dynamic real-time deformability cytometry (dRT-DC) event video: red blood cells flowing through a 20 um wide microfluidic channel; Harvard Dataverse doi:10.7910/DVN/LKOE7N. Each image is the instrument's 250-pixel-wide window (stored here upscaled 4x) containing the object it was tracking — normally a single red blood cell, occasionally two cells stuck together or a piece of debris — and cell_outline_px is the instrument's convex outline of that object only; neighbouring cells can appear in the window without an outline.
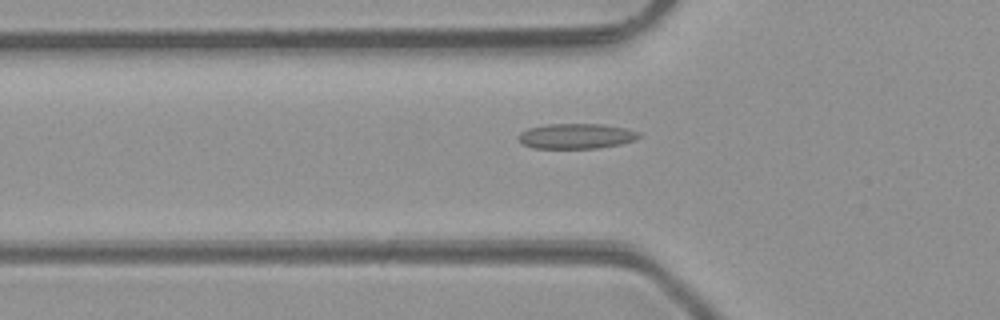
{"species": "common noctule bat (a hibernating species)", "species_latin": "Nyctalus noctula", "temperature_condition": "room temperature", "stored_images_in_passage": 30, "camera_frame_rate_fps": 3000, "um_per_image_px": 0.085, "animal": {"sex": "male", "body_mass_g": 23.1, "forearm_length_mm": 52.7}, "frame": {"image": 1, "passage_image": 17, "time_ms": 5.333, "image_size_px": [1000, 320], "cell_outline_px": [[640, 136], [636, 140], [620, 144], [596, 148], [532, 148], [524, 144], [520, 140], [520, 132], [528, 128], [548, 124], [604, 124], [624, 128], [640, 132]], "centroid_in_image_um": [49.01, 11.56], "position_along_channel_um": 76.8, "area_um2": 17.57}}
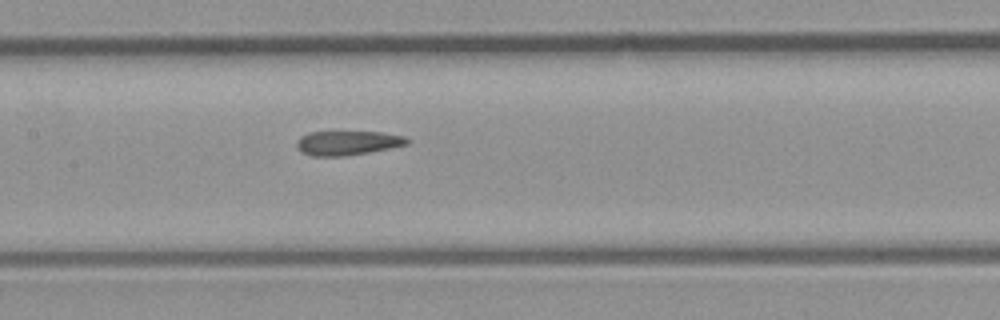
{"frame": {"image": 2, "passage_image": 24, "time_ms": 7.667, "image_size_px": [1000, 320], "cell_outline_px": [[408, 144], [368, 152], [344, 156], [312, 156], [300, 152], [296, 148], [296, 140], [300, 136], [308, 132], [380, 132], [404, 136], [408, 140]], "centroid_in_image_um": [29.45, 12.15], "position_along_channel_um": 177.9, "area_um2": 15.61}}
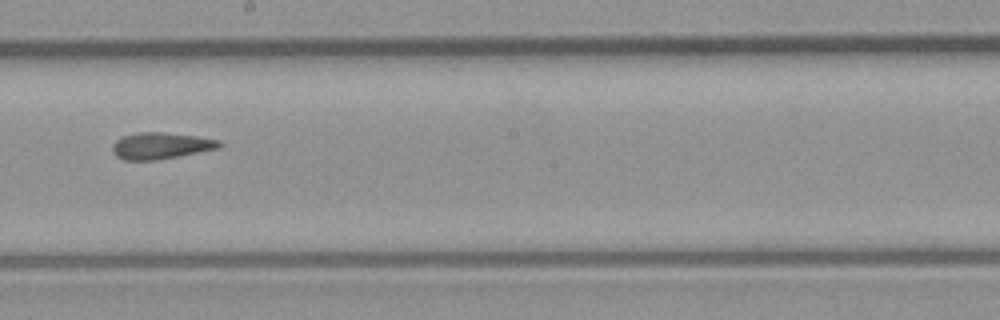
{"frame": {"image": 3, "passage_image": 28, "time_ms": 9.0, "image_size_px": [1000, 320], "cell_outline_px": [[224, 144], [220, 148], [156, 160], [124, 160], [116, 156], [112, 152], [112, 144], [116, 140], [124, 136], [140, 132], [160, 132], [196, 136], [220, 140]], "centroid_in_image_um": [13.67, 12.39], "position_along_channel_um": 234.5, "area_um2": 16.47}}